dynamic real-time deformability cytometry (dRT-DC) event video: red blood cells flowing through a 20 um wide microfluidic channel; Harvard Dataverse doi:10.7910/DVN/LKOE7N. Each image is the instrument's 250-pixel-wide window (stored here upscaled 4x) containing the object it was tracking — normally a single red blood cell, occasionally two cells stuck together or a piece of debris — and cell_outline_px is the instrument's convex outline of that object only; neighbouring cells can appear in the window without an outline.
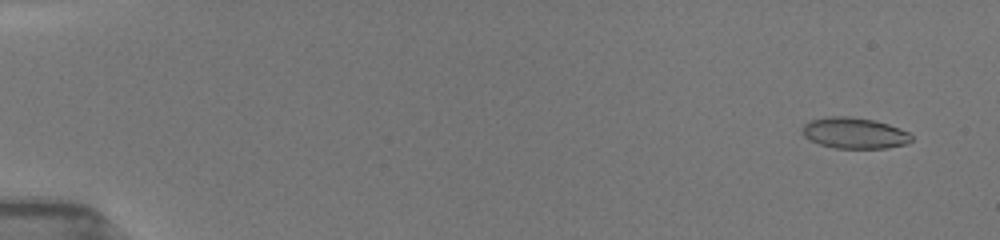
{"species": "common noctule bat (a hibernating species)", "species_latin": "Nyctalus noctula", "temperature_condition": "room temperature", "stored_images_in_passage": 52, "camera_frame_rate_fps": 3000, "um_per_image_px": 0.085, "animal": {"sex": "female", "body_mass_g": 19.5, "forearm_length_mm": 54.1}, "frame": {"image": 1, "passage_image": 3, "time_ms": 0.667, "image_size_px": [1000, 240], "cell_outline_px": [[912, 140], [904, 144], [884, 148], [836, 148], [820, 144], [804, 136], [800, 132], [804, 124], [808, 120], [828, 116], [848, 116], [872, 120], [888, 124], [900, 128], [908, 132], [912, 136]], "centroid_in_image_um": [72.59, 11.3], "position_along_channel_um": 12.4, "area_um2": 19.65}}
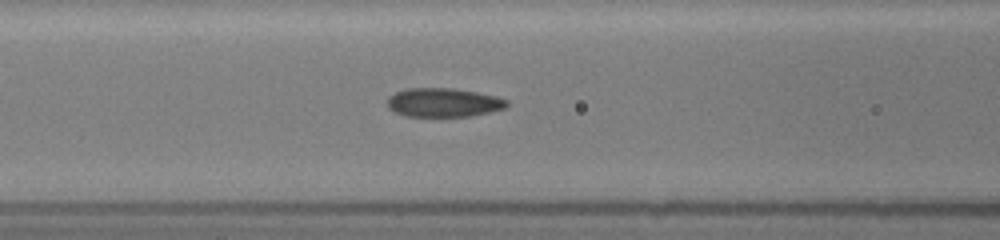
{"frame": {"image": 2, "passage_image": 22, "time_ms": 7.333, "image_size_px": [1000, 240], "cell_outline_px": [[508, 104], [504, 108], [472, 116], [404, 116], [388, 108], [388, 96], [404, 88], [452, 88], [476, 92], [496, 96], [508, 100]], "centroid_in_image_um": [37.67, 8.71], "position_along_channel_um": 128.9, "area_um2": 20.06}}
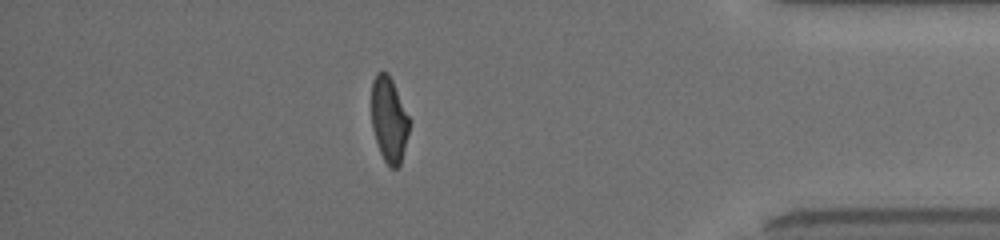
{"frame": {"image": 3, "passage_image": 45, "time_ms": 15.0, "image_size_px": [1000, 240], "cell_outline_px": [[412, 120], [400, 164], [396, 168], [392, 168], [384, 160], [380, 152], [372, 128], [372, 80], [376, 72], [388, 72]], "centroid_in_image_um": [33.09, 10.13], "position_along_channel_um": 402.1, "area_um2": 18.96}, "authors_computed_cell_mechanics": {"area_um2": 19.9988, "velocity_mm_per_s": 3.9792, "shape_relaxation_time_tau1_ms": 7.2731, "shape_relaxation_time_tau2_ms": 1.0413, "deformation_change_tau1": 0.2046, "deformation_change_tau2": 0.0699}}